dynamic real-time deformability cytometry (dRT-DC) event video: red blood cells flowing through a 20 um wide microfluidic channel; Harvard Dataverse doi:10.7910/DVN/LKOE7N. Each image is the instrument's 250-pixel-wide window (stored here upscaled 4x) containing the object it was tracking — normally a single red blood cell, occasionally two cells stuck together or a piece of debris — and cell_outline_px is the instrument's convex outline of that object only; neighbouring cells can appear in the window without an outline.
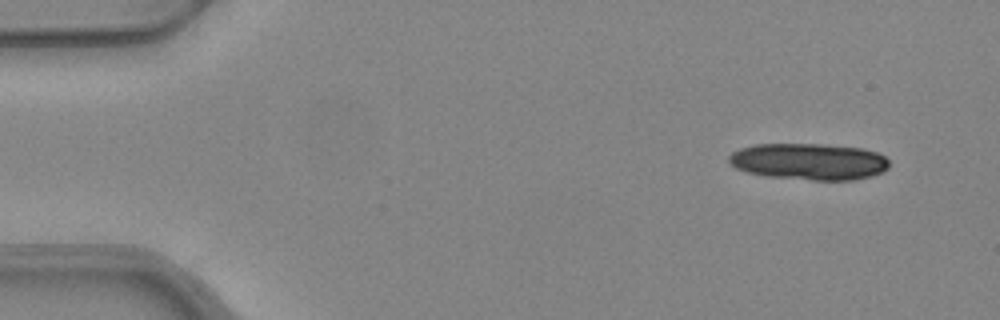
{"species": "common noctule bat (a hibernating species)", "species_latin": "Nyctalus noctula", "temperature_condition": "warm", "stored_images_in_passage": 17, "camera_frame_rate_fps": 3000, "um_per_image_px": 0.085, "animal": {"sex": "female", "body_mass_g": 24.6, "forearm_length_mm": 56.2}, "frame": {"image": 1, "passage_image": 1, "time_ms": 0.0, "image_size_px": [1000, 320], "cell_outline_px": [[888, 168], [872, 176], [852, 180], [812, 180], [768, 176], [748, 172], [736, 168], [728, 160], [728, 156], [732, 152], [740, 148], [756, 144], [820, 144], [864, 148], [876, 152], [884, 156], [888, 160]], "centroid_in_image_um": [68.77, 13.72], "position_along_channel_um": 16.2, "area_um2": 34.1}}